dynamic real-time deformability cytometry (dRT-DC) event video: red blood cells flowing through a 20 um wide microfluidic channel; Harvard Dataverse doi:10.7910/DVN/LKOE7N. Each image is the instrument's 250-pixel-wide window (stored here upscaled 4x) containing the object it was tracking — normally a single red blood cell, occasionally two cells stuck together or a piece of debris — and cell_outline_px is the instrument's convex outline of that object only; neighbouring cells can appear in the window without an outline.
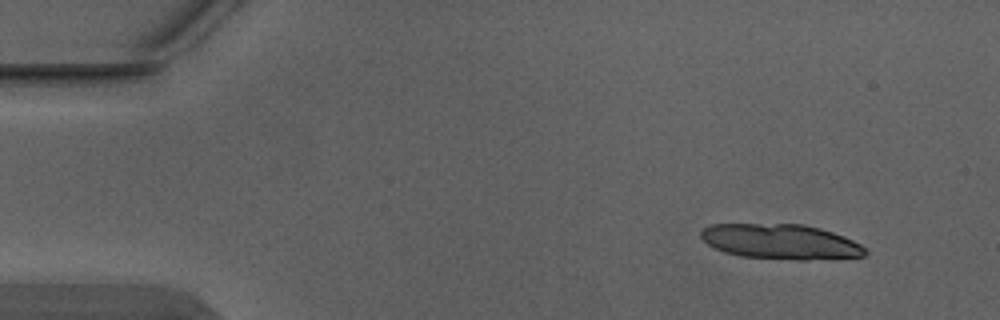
{"species": "Egyptian fruit bat (a non-hibernating species)", "species_latin": "Rousettus aegyptiacus", "temperature_condition": "warm", "stored_images_in_passage": 5, "camera_frame_rate_fps": 3000, "um_per_image_px": 0.085, "animal": {"sex": "male"}, "frame": {"image": 1, "passage_image": 1, "time_ms": 0.0, "image_size_px": [1000, 320], "cell_outline_px": [[868, 252], [864, 256], [808, 260], [800, 260], [740, 256], [724, 252], [708, 244], [700, 236], [700, 232], [704, 228], [712, 224], [804, 224], [820, 228], [844, 236], [860, 244]], "centroid_in_image_um": [66.36, 20.54], "position_along_channel_um": 18.6, "area_um2": 33.47}}
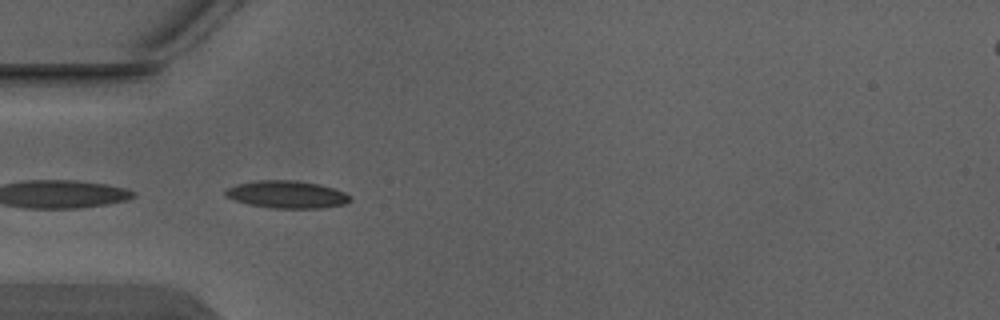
{"frame": {"image": 2, "passage_image": 4, "time_ms": 1.0, "image_size_px": [1000, 320], "cell_outline_px": [[352, 200], [344, 204], [320, 208], [272, 208], [248, 204], [224, 196], [224, 192], [228, 188], [236, 184], [256, 180], [296, 180], [320, 184], [344, 192], [352, 196]], "centroid_in_image_um": [24.39, 16.52], "position_along_channel_um": 60.6, "area_um2": 20.0}}
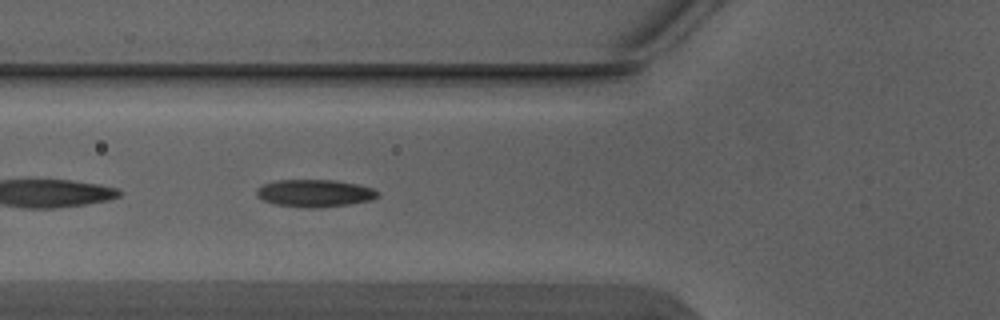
{"frame": {"image": 3, "passage_image": 5, "time_ms": 1.333, "image_size_px": [1000, 320], "cell_outline_px": [[380, 196], [372, 200], [348, 204], [320, 208], [308, 208], [276, 204], [264, 200], [256, 196], [256, 188], [264, 184], [276, 180], [336, 180], [356, 184], [372, 188], [380, 192]], "centroid_in_image_um": [26.77, 16.42], "position_along_channel_um": 99.0, "area_um2": 19.42}}